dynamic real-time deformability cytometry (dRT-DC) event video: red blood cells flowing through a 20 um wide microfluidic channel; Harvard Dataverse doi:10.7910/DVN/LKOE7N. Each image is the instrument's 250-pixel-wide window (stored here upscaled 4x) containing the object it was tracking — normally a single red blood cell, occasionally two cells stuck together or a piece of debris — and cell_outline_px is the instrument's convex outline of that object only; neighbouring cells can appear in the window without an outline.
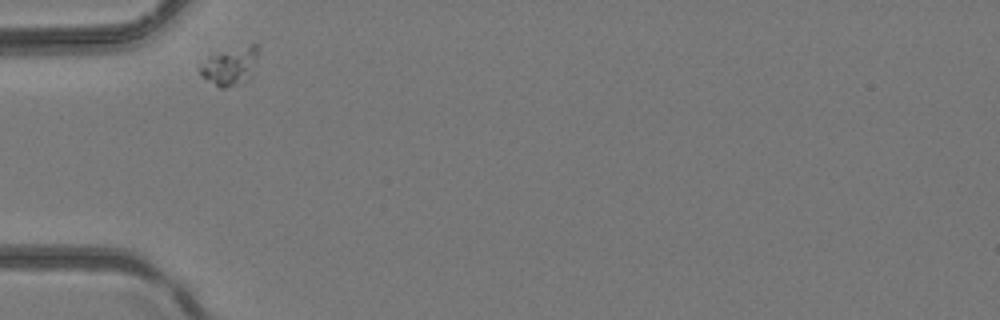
{"species": "common noctule bat (a hibernating species)", "species_latin": "Nyctalus noctula", "temperature_condition": "room temperature", "stored_images_in_passage": 2, "camera_frame_rate_fps": 3000, "um_per_image_px": 0.085, "animal": {"sex": "female", "body_mass_g": 24.6, "forearm_length_mm": 56.2}, "frame": {"image": 1, "passage_image": 1, "time_ms": 0.0, "image_size_px": [1000, 320], "cell_outline_px": [[260, 48], [252, 76], [244, 84], [224, 88], [220, 88], [200, 76], [200, 68], [208, 56], [252, 44], [256, 44]], "centroid_in_image_um": [19.61, 5.66], "position_along_channel_um": 65.4, "area_um2": 12.95}}
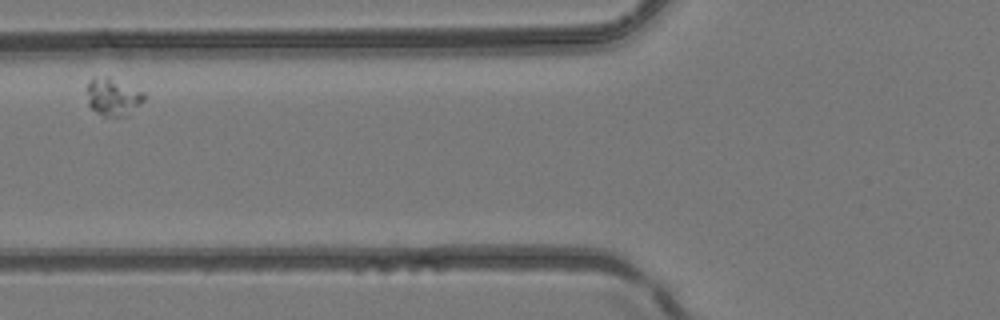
{"frame": {"image": 2, "passage_image": 2, "time_ms": 0.333, "image_size_px": [1000, 320], "cell_outline_px": [[144, 100], [128, 116], [104, 116], [96, 112], [88, 104], [84, 88], [88, 80], [92, 76], [108, 76], [144, 92]], "centroid_in_image_um": [9.53, 8.2], "position_along_channel_um": 116.3, "area_um2": 12.89}}